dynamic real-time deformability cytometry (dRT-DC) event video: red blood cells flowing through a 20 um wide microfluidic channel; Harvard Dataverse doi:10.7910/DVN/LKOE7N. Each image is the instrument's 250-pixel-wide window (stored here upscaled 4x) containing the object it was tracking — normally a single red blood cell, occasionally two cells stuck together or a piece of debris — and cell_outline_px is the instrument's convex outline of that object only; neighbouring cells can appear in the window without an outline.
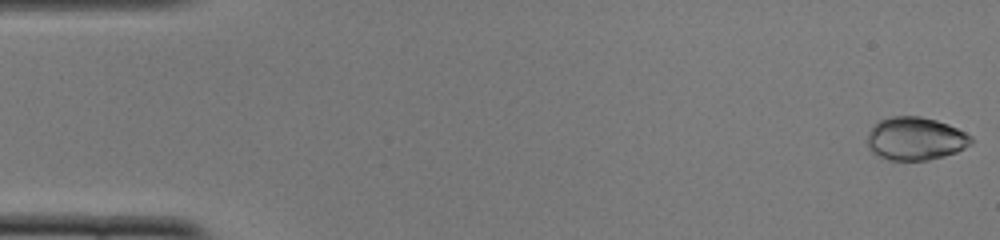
{"species": "common noctule bat (a hibernating species)", "species_latin": "Nyctalus noctula", "temperature_condition": "cold", "stored_images_in_passage": 51, "camera_frame_rate_fps": 3000, "um_per_image_px": 0.085, "animal": {"sex": "female", "body_mass_g": 22.0, "forearm_length_mm": 56.7}, "frame": {"image": 1, "passage_image": 1, "time_ms": 0.0, "image_size_px": [1000, 240], "cell_outline_px": [[972, 144], [956, 152], [944, 156], [928, 160], [888, 160], [872, 152], [868, 148], [868, 132], [880, 120], [892, 116], [920, 116], [936, 120], [948, 124], [972, 136]], "centroid_in_image_um": [77.82, 11.79], "position_along_channel_um": 7.2, "area_um2": 25.95}}
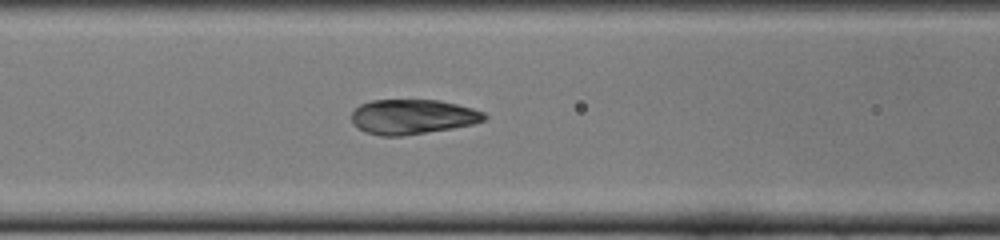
{"frame": {"image": 2, "passage_image": 21, "time_ms": 6.667, "image_size_px": [1000, 240], "cell_outline_px": [[488, 116], [484, 120], [472, 124], [452, 128], [400, 136], [380, 136], [364, 132], [352, 124], [352, 112], [360, 104], [372, 100], [440, 100], [472, 108], [484, 112]], "centroid_in_image_um": [35.04, 9.92], "position_along_channel_um": 131.6, "area_um2": 26.93}}
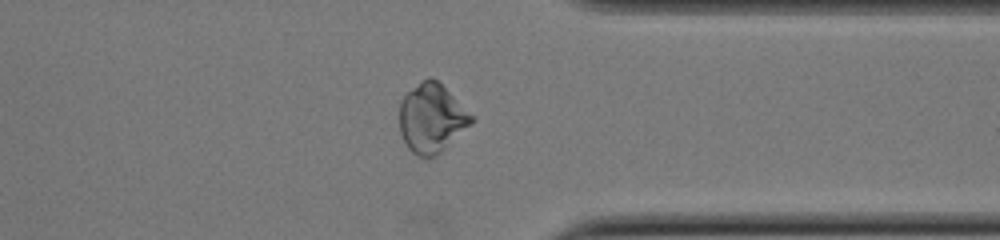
{"frame": {"image": 3, "passage_image": 40, "time_ms": 13.0, "image_size_px": [1000, 240], "cell_outline_px": [[476, 120], [472, 124], [436, 156], [420, 156], [412, 152], [408, 148], [400, 132], [400, 104], [404, 96], [420, 80], [428, 76], [432, 76], [476, 116]], "centroid_in_image_um": [36.73, 10.02], "position_along_channel_um": 374.7, "area_um2": 29.02}, "authors_computed_cell_mechanics": {"area_um2": 26.877, "velocity_mm_per_s": 3.9066, "shape_relaxation_time_tau1_ms": 6.0129, "shape_relaxation_time_tau2_ms": null, "deformation_change_tau1": 0.2127, "deformation_change_tau2": null}}